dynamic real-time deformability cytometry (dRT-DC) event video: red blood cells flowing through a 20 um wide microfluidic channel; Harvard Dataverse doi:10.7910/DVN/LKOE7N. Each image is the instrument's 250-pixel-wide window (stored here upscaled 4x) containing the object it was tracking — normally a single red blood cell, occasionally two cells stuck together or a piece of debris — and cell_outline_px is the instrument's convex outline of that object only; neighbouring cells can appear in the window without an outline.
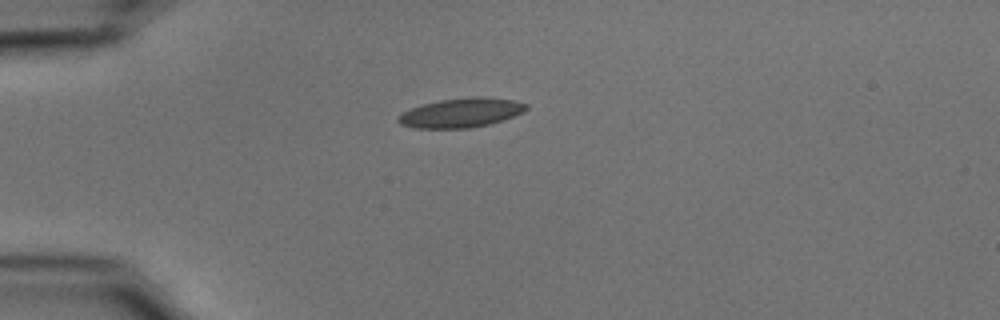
{"species": "common noctule bat (a hibernating species)", "species_latin": "Nyctalus noctula", "temperature_condition": "cold", "stored_images_in_passage": 41, "camera_frame_rate_fps": 3000, "um_per_image_px": 0.085, "animal": {"sex": "male", "body_mass_g": 15.6}, "frame": {"image": 1, "passage_image": 1, "time_ms": 0.0, "image_size_px": [1000, 320], "cell_outline_px": [[528, 108], [524, 112], [504, 120], [488, 124], [468, 128], [412, 128], [400, 124], [396, 120], [404, 112], [412, 108], [424, 104], [440, 100], [472, 96], [484, 96], [516, 100], [528, 104]], "centroid_in_image_um": [39.25, 9.57], "position_along_channel_um": 45.7, "area_um2": 21.96}}
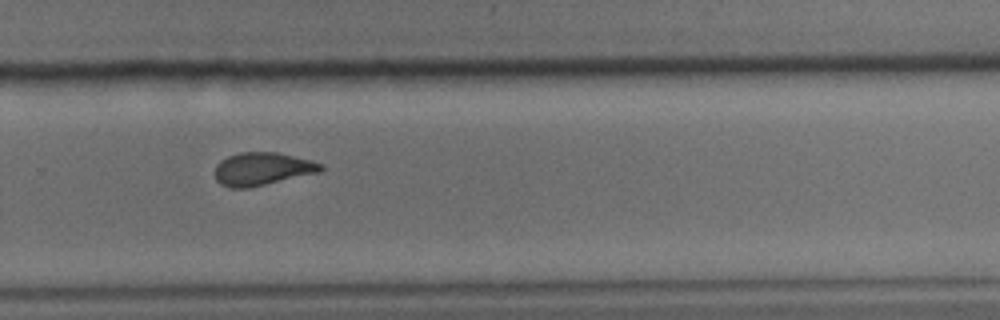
{"frame": {"image": 2, "passage_image": 24, "time_ms": 7.667, "image_size_px": [1000, 320], "cell_outline_px": [[324, 168], [320, 172], [248, 188], [232, 188], [220, 184], [216, 180], [216, 164], [220, 160], [228, 156], [240, 152], [276, 152], [324, 164]], "centroid_in_image_um": [22.28, 14.36], "position_along_channel_um": 307.5, "area_um2": 20.17}}
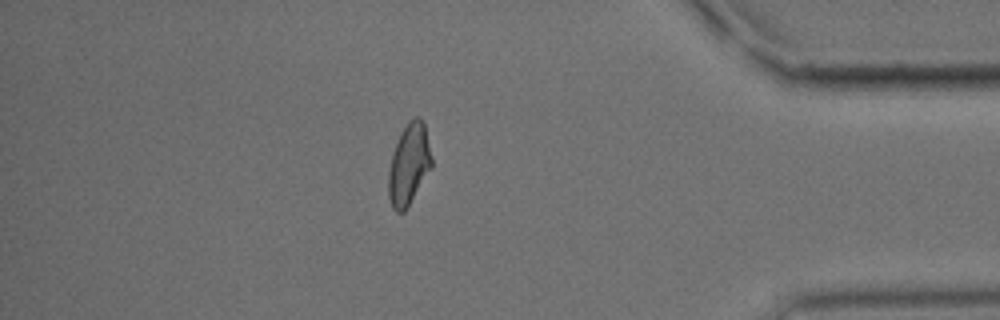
{"frame": {"image": 3, "passage_image": 34, "time_ms": 11.0, "image_size_px": [1000, 320], "cell_outline_px": [[432, 168], [404, 212], [396, 212], [392, 208], [388, 196], [388, 172], [392, 152], [400, 132], [408, 120], [416, 116], [420, 116], [424, 124], [432, 160]], "centroid_in_image_um": [34.74, 13.96], "position_along_channel_um": 400.5, "area_um2": 20.58}, "authors_computed_cell_mechanics": {"area_um2": 20.5768, "velocity_mm_per_s": 3.696, "shape_relaxation_time_tau1_ms": 8.0637, "shape_relaxation_time_tau2_ms": 1.4089, "deformation_change_tau1": 0.1888, "deformation_change_tau2": 0.079}}